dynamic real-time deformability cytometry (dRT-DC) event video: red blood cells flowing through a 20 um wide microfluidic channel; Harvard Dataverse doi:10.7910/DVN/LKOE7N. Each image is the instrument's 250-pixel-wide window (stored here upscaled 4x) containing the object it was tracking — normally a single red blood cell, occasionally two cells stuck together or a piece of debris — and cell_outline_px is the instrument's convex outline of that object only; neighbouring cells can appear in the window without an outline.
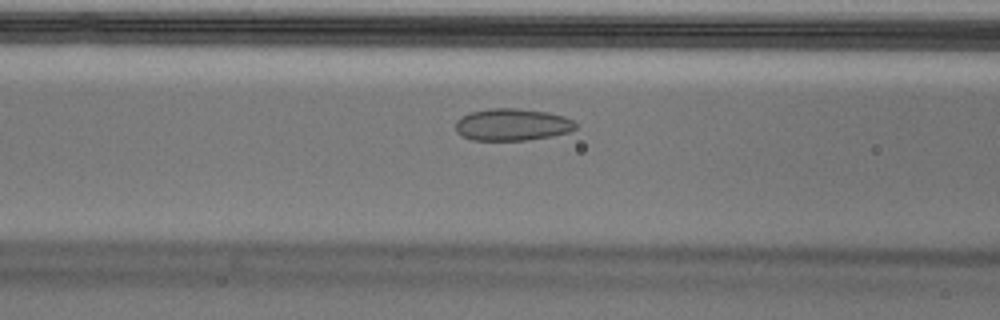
{"species": "Egyptian fruit bat (a non-hibernating species)", "species_latin": "Rousettus aegyptiacus", "temperature_condition": "cold", "stored_images_in_passage": 55, "camera_frame_rate_fps": 3000, "um_per_image_px": 0.085, "animal": {"sex": "male"}, "frame": {"image": 1, "passage_image": 22, "time_ms": 7.0, "image_size_px": [1000, 320], "cell_outline_px": [[576, 128], [572, 132], [552, 136], [524, 140], [472, 140], [460, 136], [456, 132], [456, 120], [468, 112], [488, 108], [516, 108], [548, 112], [564, 116], [572, 120], [576, 124]], "centroid_in_image_um": [43.52, 10.59], "position_along_channel_um": 123.1, "area_um2": 22.72}}
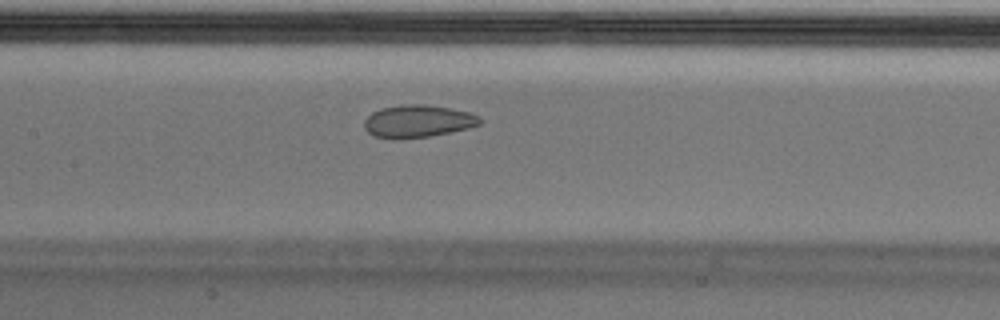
{"frame": {"image": 2, "passage_image": 26, "time_ms": 8.333, "image_size_px": [1000, 320], "cell_outline_px": [[480, 124], [468, 128], [428, 136], [400, 140], [392, 140], [372, 136], [364, 128], [364, 120], [372, 112], [380, 108], [404, 104], [424, 104], [448, 108], [468, 112], [480, 116]], "centroid_in_image_um": [35.44, 10.32], "position_along_channel_um": 172.0, "area_um2": 22.02}}
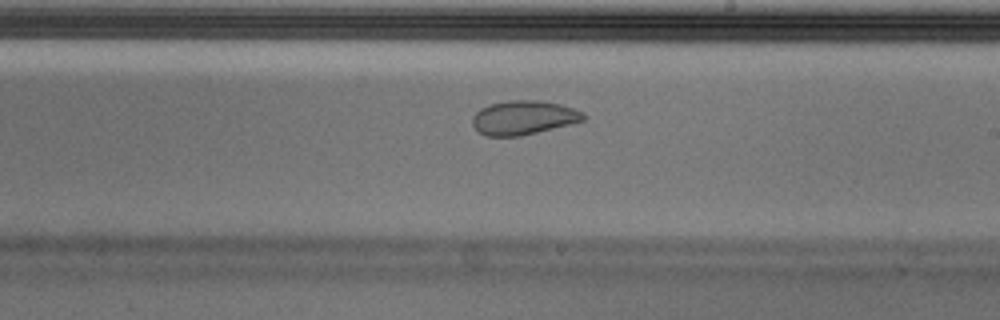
{"frame": {"image": 3, "passage_image": 32, "time_ms": 10.333, "image_size_px": [1000, 320], "cell_outline_px": [[588, 116], [584, 120], [572, 124], [520, 136], [484, 136], [472, 124], [472, 116], [480, 108], [488, 104], [508, 100], [540, 100], [560, 104], [584, 112]], "centroid_in_image_um": [44.51, 9.99], "position_along_channel_um": 244.5, "area_um2": 22.25}, "authors_computed_cell_mechanics": {"area_um2": 25.3164, "velocity_mm_per_s": 3.6446, "shape_relaxation_time_tau1_ms": null, "shape_relaxation_time_tau2_ms": 1.1488, "deformation_change_tau1": null, "deformation_change_tau2": 0.0503}}